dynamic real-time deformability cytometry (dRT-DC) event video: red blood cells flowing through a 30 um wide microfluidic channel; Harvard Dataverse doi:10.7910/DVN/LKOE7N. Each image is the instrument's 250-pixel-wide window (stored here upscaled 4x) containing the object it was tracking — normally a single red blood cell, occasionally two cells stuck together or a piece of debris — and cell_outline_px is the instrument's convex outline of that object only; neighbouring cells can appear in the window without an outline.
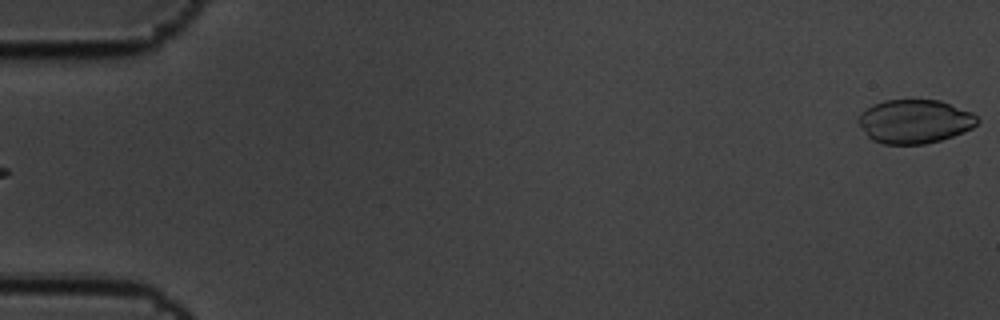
{"species": "common noctule bat (a hibernating species)", "species_latin": "Nyctalus noctula", "temperature_condition": "cold", "stored_images_in_passage": 7, "segment_of_instrument_passage": [2, 2], "camera_frame_rate_fps": 3000, "um_per_image_px": 0.085, "animal": {"sex": "male", "body_mass_g": 19.5, "forearm_length_mm": 54.6}, "frame": {"image": 1, "passage_image": 7, "time_ms": 2.0, "image_size_px": [1000, 320], "cell_outline_px": [[980, 120], [972, 128], [964, 132], [940, 140], [924, 144], [884, 144], [872, 140], [868, 136], [856, 120], [860, 112], [872, 104], [884, 100], [940, 100], [972, 112]], "centroid_in_image_um": [77.73, 10.31], "position_along_channel_um": 7.3, "area_um2": 30.46}}